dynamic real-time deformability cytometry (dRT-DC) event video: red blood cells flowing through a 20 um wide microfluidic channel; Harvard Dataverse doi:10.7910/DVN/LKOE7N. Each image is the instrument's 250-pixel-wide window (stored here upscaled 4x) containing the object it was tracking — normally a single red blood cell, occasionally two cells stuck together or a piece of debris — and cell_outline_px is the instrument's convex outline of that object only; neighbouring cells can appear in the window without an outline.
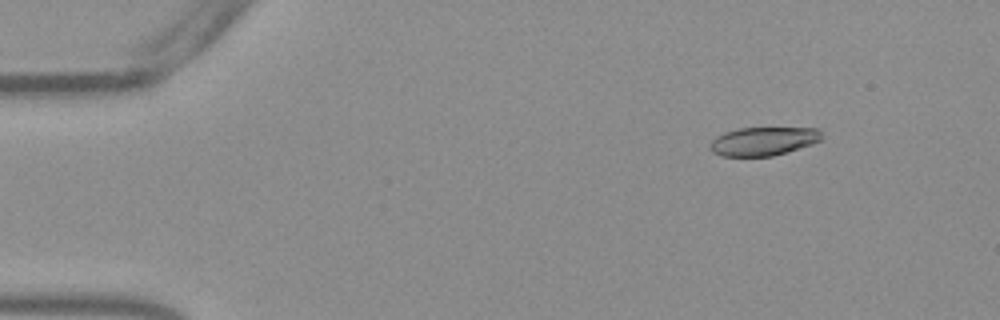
{"species": "Egyptian fruit bat (a non-hibernating species)", "species_latin": "Rousettus aegyptiacus", "temperature_condition": "warm", "stored_images_in_passage": 54, "camera_frame_rate_fps": 3000, "um_per_image_px": 0.085, "frame": {"image": 1, "passage_image": 7, "time_ms": 2.0, "image_size_px": [1000, 320], "cell_outline_px": [[824, 140], [812, 144], [772, 156], [720, 156], [712, 152], [708, 148], [712, 140], [716, 136], [724, 132], [740, 128], [816, 128], [820, 132]], "centroid_in_image_um": [64.86, 12.01], "position_along_channel_um": 20.1, "area_um2": 18.61}}
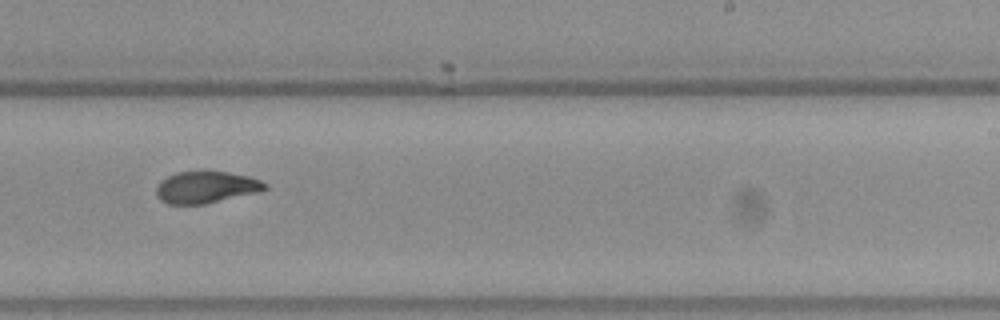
{"frame": {"image": 2, "passage_image": 34, "time_ms": 11.0, "image_size_px": [1000, 320], "cell_outline_px": [[268, 188], [260, 192], [204, 204], [168, 204], [160, 200], [156, 196], [156, 188], [160, 180], [176, 172], [200, 168], [228, 172], [248, 176], [260, 180], [268, 184]], "centroid_in_image_um": [17.5, 15.87], "position_along_channel_um": 271.5, "area_um2": 20.92}}
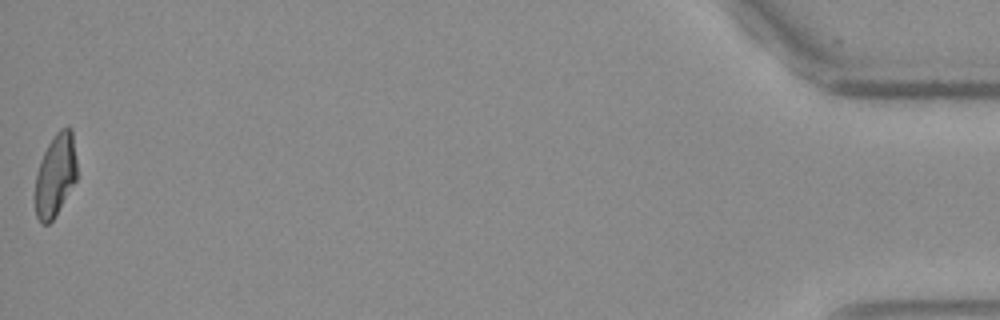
{"frame": {"image": 3, "passage_image": 54, "time_ms": 17.667, "image_size_px": [1000, 320], "cell_outline_px": [[76, 180], [52, 220], [48, 224], [40, 224], [36, 216], [36, 176], [40, 160], [48, 144], [56, 132], [60, 128], [68, 124], [72, 128], [76, 160]], "centroid_in_image_um": [4.71, 14.84], "position_along_channel_um": 430.5, "area_um2": 19.94}, "authors_computed_cell_mechanics": {"area_um2": 20.7502, "velocity_mm_per_s": 3.8212, "shape_relaxation_time_tau1_ms": 7.6124, "shape_relaxation_time_tau2_ms": 2.3367, "deformation_change_tau1": 0.2218, "deformation_change_tau2": 0.0735}}